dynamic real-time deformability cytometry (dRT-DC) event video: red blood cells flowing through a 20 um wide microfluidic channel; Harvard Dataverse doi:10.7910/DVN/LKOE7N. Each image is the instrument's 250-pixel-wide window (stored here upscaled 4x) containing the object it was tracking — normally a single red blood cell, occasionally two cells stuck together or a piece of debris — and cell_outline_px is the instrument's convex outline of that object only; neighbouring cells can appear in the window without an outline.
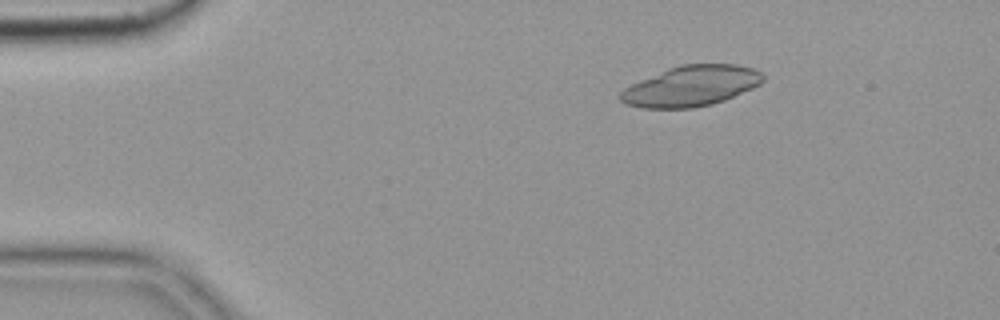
{"species": "common noctule bat (a hibernating species)", "species_latin": "Nyctalus noctula", "temperature_condition": "cold", "stored_images_in_passage": 48, "camera_frame_rate_fps": 3000, "um_per_image_px": 0.085, "animal": {"sex": "female", "body_mass_g": 19.9}, "frame": {"image": 1, "passage_image": 2, "time_ms": 0.333, "image_size_px": [1000, 320], "cell_outline_px": [[764, 80], [760, 84], [752, 88], [724, 100], [712, 104], [692, 108], [640, 108], [624, 104], [620, 100], [620, 92], [624, 88], [640, 80], [668, 68], [680, 64], [736, 64], [752, 68], [760, 72], [764, 76]], "centroid_in_image_um": [58.72, 7.31], "position_along_channel_um": 26.3, "area_um2": 33.58}}